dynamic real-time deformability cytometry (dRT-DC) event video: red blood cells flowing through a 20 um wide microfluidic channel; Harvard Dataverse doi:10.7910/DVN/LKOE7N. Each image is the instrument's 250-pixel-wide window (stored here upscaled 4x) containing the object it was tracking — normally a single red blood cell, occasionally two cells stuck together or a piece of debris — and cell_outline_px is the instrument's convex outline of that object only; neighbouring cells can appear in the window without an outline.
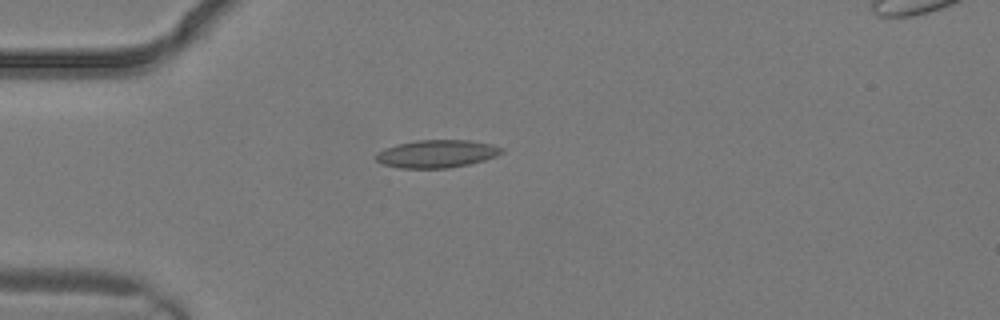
{"species": "common noctule bat (a hibernating species)", "species_latin": "Nyctalus noctula", "temperature_condition": "warm", "stored_images_in_passage": 2, "camera_frame_rate_fps": 3000, "um_per_image_px": 0.085, "animal": {"sex": "male", "body_mass_g": 19.2, "forearm_length_mm": 51.8}, "frame": {"image": 1, "passage_image": 1, "time_ms": 0.0, "image_size_px": [1000, 320], "cell_outline_px": [[504, 152], [496, 156], [484, 160], [468, 164], [448, 168], [400, 168], [384, 164], [376, 160], [376, 156], [384, 148], [396, 144], [416, 140], [468, 140], [492, 144], [504, 148]], "centroid_in_image_um": [37.16, 13.06], "position_along_channel_um": 47.8, "area_um2": 20.29}}